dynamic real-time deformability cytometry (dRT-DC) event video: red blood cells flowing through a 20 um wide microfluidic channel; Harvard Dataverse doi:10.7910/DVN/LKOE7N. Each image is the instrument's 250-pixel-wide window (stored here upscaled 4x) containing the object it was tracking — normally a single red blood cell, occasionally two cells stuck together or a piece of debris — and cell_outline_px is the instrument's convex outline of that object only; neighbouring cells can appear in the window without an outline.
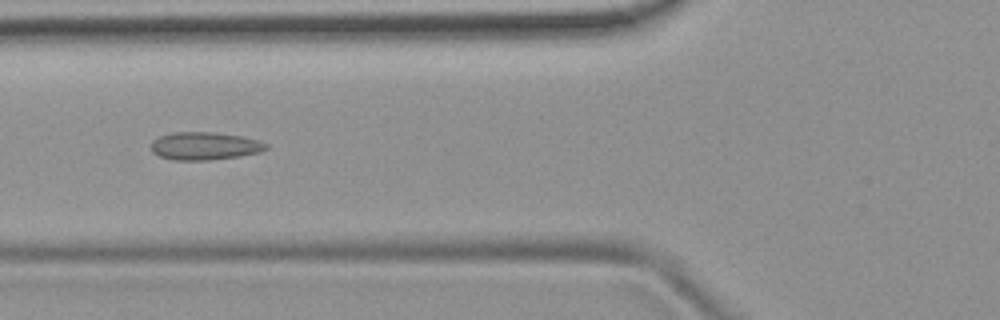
{"species": "common noctule bat (a hibernating species)", "species_latin": "Nyctalus noctula", "temperature_condition": "room temperature", "stored_images_in_passage": 7, "camera_frame_rate_fps": 3000, "um_per_image_px": 0.085, "animal": {"sex": "female", "body_mass_g": 19.9}, "frame": {"image": 1, "passage_image": 5, "time_ms": 5.667, "image_size_px": [1000, 320], "cell_outline_px": [[268, 148], [260, 152], [240, 156], [208, 160], [172, 160], [160, 156], [152, 152], [152, 140], [160, 136], [172, 132], [212, 132], [240, 136], [260, 140], [268, 144]], "centroid_in_image_um": [17.41, 12.41], "position_along_channel_um": 108.4, "area_um2": 18.67}}
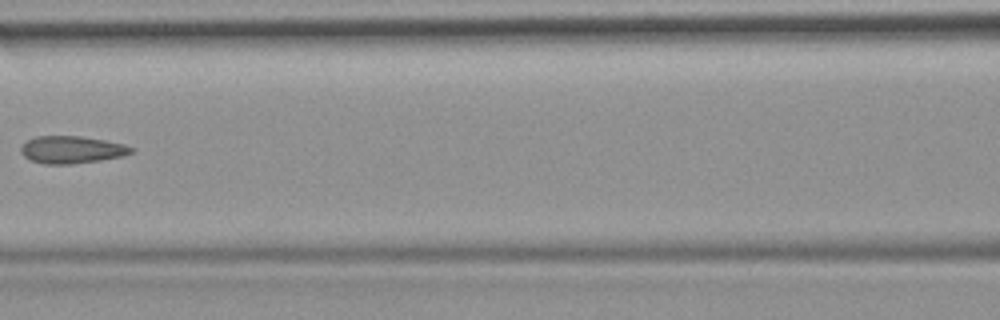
{"frame": {"image": 2, "passage_image": 6, "time_ms": 7.0, "image_size_px": [1000, 320], "cell_outline_px": [[136, 152], [120, 156], [100, 160], [72, 164], [44, 164], [32, 160], [24, 156], [20, 152], [20, 148], [28, 140], [36, 136], [80, 136], [104, 140], [124, 144], [136, 148]], "centroid_in_image_um": [6.13, 12.72], "position_along_channel_um": 160.5, "area_um2": 17.57}}
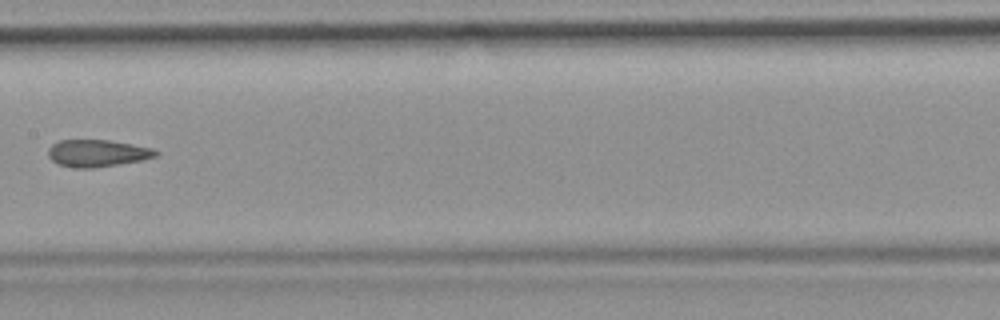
{"frame": {"image": 3, "passage_image": 7, "time_ms": 8.0, "image_size_px": [1000, 320], "cell_outline_px": [[160, 152], [156, 156], [140, 160], [92, 168], [76, 168], [60, 164], [52, 160], [48, 156], [48, 148], [52, 144], [60, 140], [108, 140], [152, 148]], "centroid_in_image_um": [8.24, 13.01], "position_along_channel_um": 199.2, "area_um2": 16.7}}